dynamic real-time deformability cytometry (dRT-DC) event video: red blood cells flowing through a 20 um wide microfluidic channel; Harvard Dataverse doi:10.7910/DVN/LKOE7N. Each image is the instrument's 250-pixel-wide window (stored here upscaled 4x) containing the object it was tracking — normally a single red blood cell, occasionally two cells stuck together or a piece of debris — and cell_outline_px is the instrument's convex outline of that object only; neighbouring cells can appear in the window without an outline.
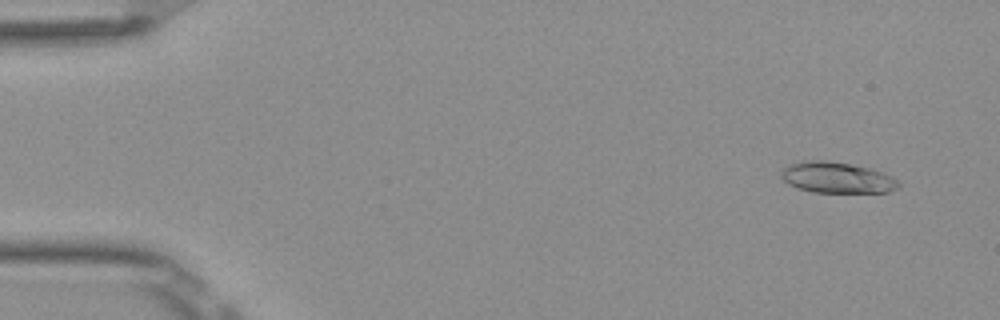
{"species": "Egyptian fruit bat (a non-hibernating species)", "species_latin": "Rousettus aegyptiacus", "temperature_condition": "room temperature", "stored_images_in_passage": 52, "camera_frame_rate_fps": 3000, "um_per_image_px": 0.085, "frame": {"image": 1, "passage_image": 4, "time_ms": 1.0, "image_size_px": [1000, 320], "cell_outline_px": [[900, 188], [888, 192], [812, 192], [796, 188], [788, 184], [780, 176], [780, 172], [788, 164], [808, 160], [824, 160], [848, 164], [868, 168], [884, 172], [900, 180]], "centroid_in_image_um": [71.15, 15.1], "position_along_channel_um": 13.8, "area_um2": 21.33}}
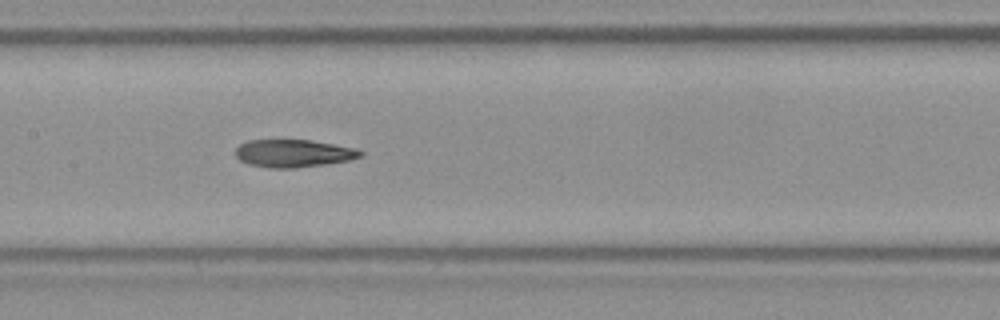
{"frame": {"image": 2, "passage_image": 26, "time_ms": 8.333, "image_size_px": [1000, 320], "cell_outline_px": [[364, 156], [348, 160], [324, 164], [292, 168], [268, 168], [248, 164], [240, 160], [236, 156], [236, 148], [240, 144], [248, 140], [312, 140], [356, 148], [364, 152]], "centroid_in_image_um": [24.95, 13.03], "position_along_channel_um": 182.4, "area_um2": 20.17}}
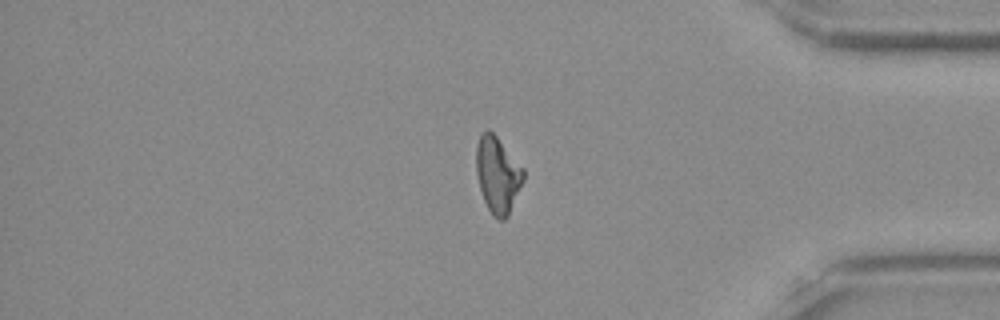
{"frame": {"image": 3, "passage_image": 44, "time_ms": 14.333, "image_size_px": [1000, 320], "cell_outline_px": [[524, 180], [508, 216], [504, 220], [500, 220], [492, 216], [484, 200], [480, 188], [476, 172], [476, 144], [480, 132], [488, 128], [496, 136], [524, 168]], "centroid_in_image_um": [42.29, 14.84], "position_along_channel_um": 392.9, "area_um2": 21.1}, "authors_computed_cell_mechanics": {"area_um2": 20.9236, "velocity_mm_per_s": 3.9097, "shape_relaxation_time_tau1_ms": null, "shape_relaxation_time_tau2_ms": 4.8628, "deformation_change_tau1": null, "deformation_change_tau2": 0.1369}}